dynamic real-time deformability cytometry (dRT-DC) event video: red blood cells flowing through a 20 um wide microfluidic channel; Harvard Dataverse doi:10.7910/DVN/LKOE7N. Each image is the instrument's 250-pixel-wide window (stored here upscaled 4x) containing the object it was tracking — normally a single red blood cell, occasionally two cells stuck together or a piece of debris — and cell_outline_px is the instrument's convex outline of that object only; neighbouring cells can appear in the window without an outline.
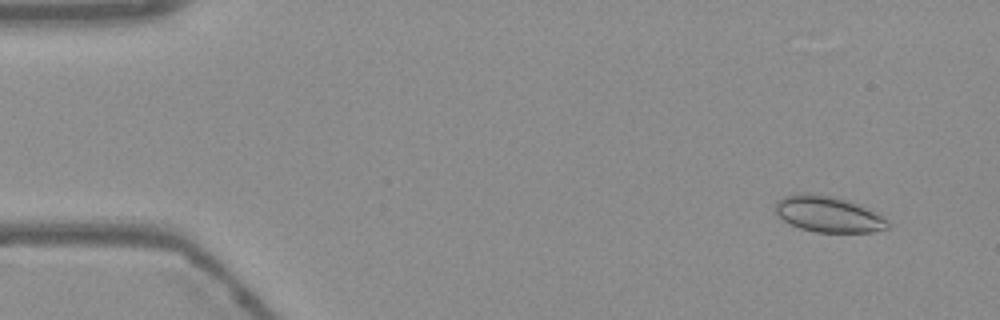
{"species": "Egyptian fruit bat (a non-hibernating species)", "species_latin": "Rousettus aegyptiacus", "temperature_condition": "warm", "stored_images_in_passage": 55, "segment_of_instrument_passage": [1, 2], "camera_frame_rate_fps": 3000, "um_per_image_px": 0.085, "frame": {"image": 1, "passage_image": 4, "time_ms": 1.0, "image_size_px": [1000, 320], "cell_outline_px": [[892, 224], [888, 228], [872, 232], [816, 232], [800, 228], [784, 220], [776, 212], [776, 200], [784, 196], [804, 192], [832, 196], [848, 200], [868, 208], [876, 212], [888, 220]], "centroid_in_image_um": [70.44, 18.2], "position_along_channel_um": 14.6, "area_um2": 23.58}}
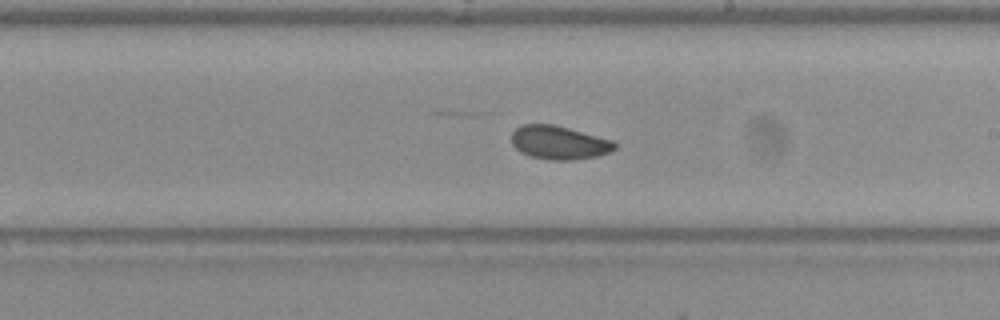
{"frame": {"image": 2, "passage_image": 31, "time_ms": 10.0, "image_size_px": [1000, 320], "cell_outline_px": [[616, 148], [612, 152], [596, 156], [572, 160], [552, 160], [532, 156], [520, 152], [512, 144], [512, 132], [520, 124], [552, 124], [568, 128], [612, 140], [616, 144]], "centroid_in_image_um": [47.51, 12.12], "position_along_channel_um": 241.5, "area_um2": 20.06}}
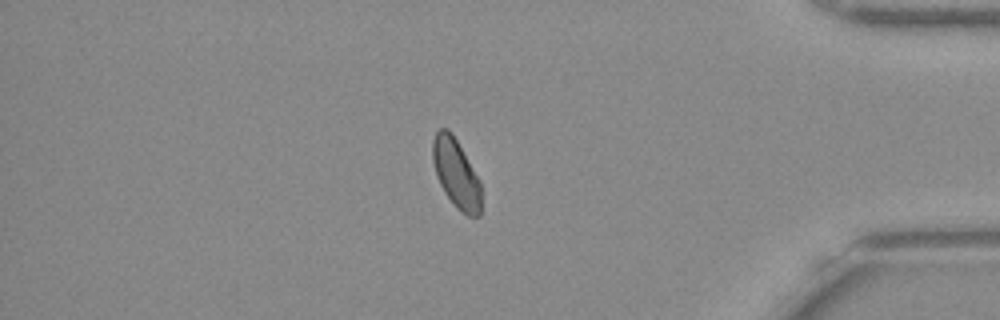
{"frame": {"image": 3, "passage_image": 46, "time_ms": 15.0, "image_size_px": [1000, 320], "cell_outline_px": [[480, 216], [468, 216], [460, 212], [456, 208], [444, 192], [436, 176], [432, 160], [432, 140], [436, 132], [440, 128], [448, 128], [452, 132], [480, 180]], "centroid_in_image_um": [38.75, 14.73], "position_along_channel_um": 396.5, "area_um2": 19.59}}